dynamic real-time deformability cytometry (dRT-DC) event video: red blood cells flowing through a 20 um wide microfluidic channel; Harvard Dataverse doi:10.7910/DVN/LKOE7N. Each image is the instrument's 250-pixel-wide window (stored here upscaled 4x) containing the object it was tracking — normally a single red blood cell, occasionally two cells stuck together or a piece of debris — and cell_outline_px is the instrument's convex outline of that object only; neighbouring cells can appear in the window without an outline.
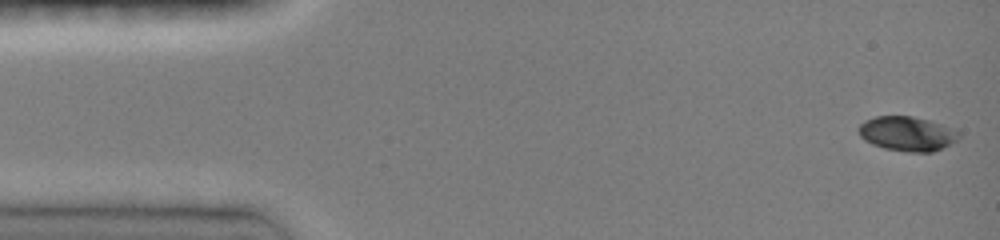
{"species": "common noctule bat (a hibernating species)", "species_latin": "Nyctalus noctula", "temperature_condition": "room temperature", "stored_images_in_passage": 46, "camera_frame_rate_fps": 3000, "um_per_image_px": 0.085, "animal": {"sex": "female", "body_mass_g": 19.0, "forearm_length_mm": 51.5}, "frame": {"image": 1, "passage_image": 1, "time_ms": 0.0, "image_size_px": [1000, 240], "cell_outline_px": [[960, 136], [956, 140], [932, 152], [908, 152], [884, 148], [872, 144], [864, 140], [860, 136], [856, 128], [864, 120], [876, 116], [912, 116], [928, 120], [952, 128], [960, 132]], "centroid_in_image_um": [77.05, 11.36], "position_along_channel_um": 7.9, "area_um2": 20.11}}
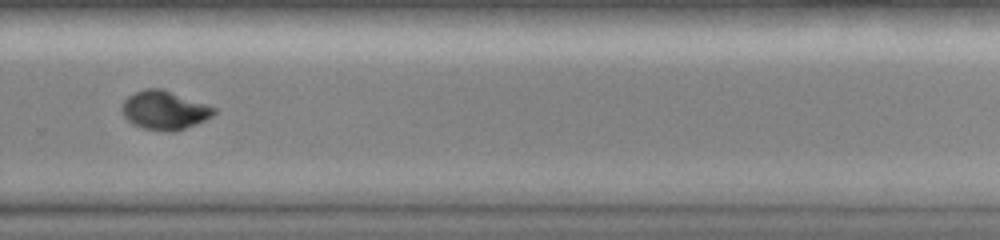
{"frame": {"image": 2, "passage_image": 32, "time_ms": 10.333, "image_size_px": [1000, 240], "cell_outline_px": [[216, 112], [212, 116], [196, 124], [172, 132], [168, 132], [144, 128], [132, 124], [124, 116], [120, 108], [124, 100], [128, 96], [144, 88], [160, 88], [216, 108]], "centroid_in_image_um": [13.94, 9.37], "position_along_channel_um": 315.9, "area_um2": 20.52}}
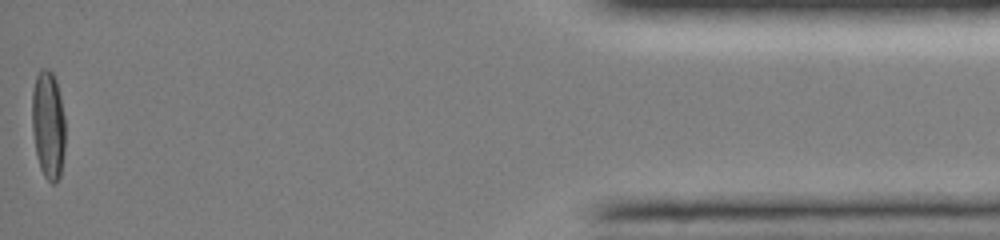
{"frame": {"image": 3, "passage_image": 46, "time_ms": 15.0, "image_size_px": [1000, 240], "cell_outline_px": [[64, 148], [60, 176], [56, 184], [52, 184], [44, 176], [40, 168], [36, 156], [32, 128], [32, 92], [36, 76], [40, 68], [48, 68], [52, 72], [56, 80], [60, 96], [64, 116]], "centroid_in_image_um": [4.08, 10.61], "position_along_channel_um": 431.1, "area_um2": 21.1}, "authors_computed_cell_mechanics": {"area_um2": 20.5768, "velocity_mm_per_s": 4.131, "shape_relaxation_time_tau1_ms": 4.9956, "shape_relaxation_time_tau2_ms": 3.2042, "deformation_change_tau1": 0.2155, "deformation_change_tau2": 0.0416}}